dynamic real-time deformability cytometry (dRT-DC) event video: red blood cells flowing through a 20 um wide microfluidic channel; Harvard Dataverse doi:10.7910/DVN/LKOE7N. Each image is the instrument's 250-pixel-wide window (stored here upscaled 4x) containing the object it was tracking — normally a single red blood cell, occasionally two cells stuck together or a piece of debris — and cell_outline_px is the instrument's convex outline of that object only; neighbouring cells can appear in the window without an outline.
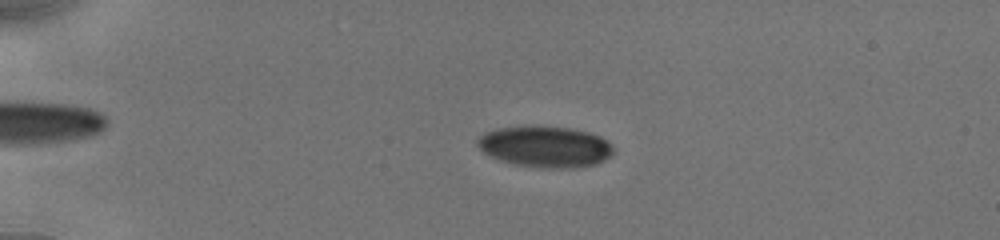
{"species": "human", "species_latin": "Homo sapiens", "temperature_condition": "cold", "stored_images_in_passage": 58, "camera_frame_rate_fps": 3000, "um_per_image_px": 0.085, "donor": {"sex": "male"}, "frame": {"image": 1, "passage_image": 14, "time_ms": 4.333, "image_size_px": [1000, 240], "cell_outline_px": [[616, 152], [604, 160], [596, 164], [580, 168], [536, 168], [512, 164], [488, 156], [476, 144], [476, 140], [484, 132], [496, 128], [528, 124], [536, 124], [572, 128], [588, 132], [600, 136], [612, 144]], "centroid_in_image_um": [46.33, 12.45], "position_along_channel_um": 38.7, "area_um2": 33.76}}
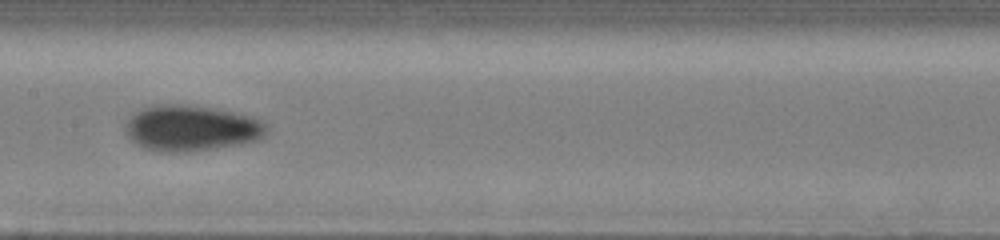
{"frame": {"image": 2, "passage_image": 32, "time_ms": 9.667, "image_size_px": [1000, 240], "cell_outline_px": [[268, 128], [256, 140], [240, 144], [188, 152], [160, 152], [144, 148], [132, 140], [128, 136], [124, 128], [128, 120], [140, 108], [152, 104], [188, 104], [216, 108], [256, 116], [264, 120], [268, 124]], "centroid_in_image_um": [16.27, 10.87], "position_along_channel_um": 191.1, "area_um2": 38.15}}
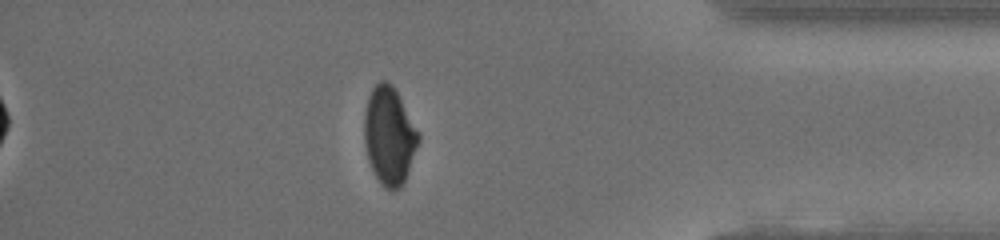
{"frame": {"image": 3, "passage_image": 53, "time_ms": 15.667, "image_size_px": [1000, 240], "cell_outline_px": [[420, 140], [404, 180], [400, 188], [392, 192], [384, 188], [380, 184], [368, 160], [364, 144], [364, 112], [368, 96], [372, 88], [380, 80], [384, 80], [392, 84], [420, 132]], "centroid_in_image_um": [33.08, 11.54], "position_along_channel_um": 402.1, "area_um2": 31.04}, "authors_computed_cell_mechanics": {"area_um2": 33.5818, "velocity_mm_per_s": 3.928, "shape_relaxation_time_tau1_ms": 3.3087, "shape_relaxation_time_tau2_ms": 3.7591, "deformation_change_tau1": 0.0845, "deformation_change_tau2": 0.0576}}